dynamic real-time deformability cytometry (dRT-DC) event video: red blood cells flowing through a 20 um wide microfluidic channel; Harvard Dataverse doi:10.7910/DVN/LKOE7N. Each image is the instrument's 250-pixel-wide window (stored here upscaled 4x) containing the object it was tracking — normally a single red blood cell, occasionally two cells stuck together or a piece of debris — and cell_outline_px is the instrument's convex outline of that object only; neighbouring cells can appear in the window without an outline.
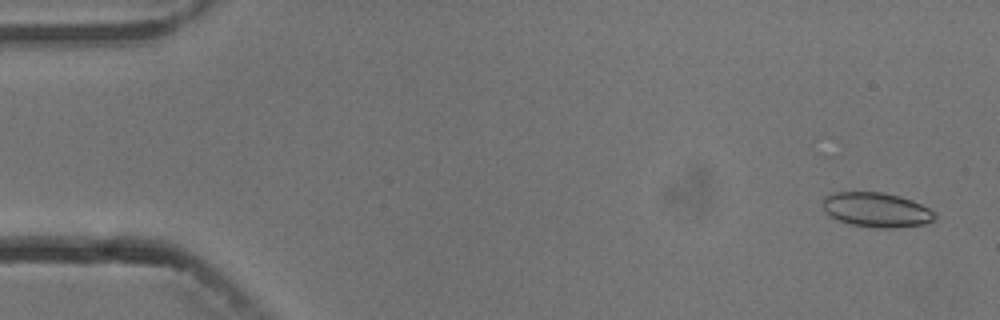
{"species": "common noctule bat (a hibernating species)", "species_latin": "Nyctalus noctula", "temperature_condition": "cold", "stored_images_in_passage": 5, "camera_frame_rate_fps": 3000, "um_per_image_px": 0.085, "animal": {"sex": "male", "body_mass_g": 13.3}, "frame": {"image": 1, "passage_image": 1, "time_ms": 0.0, "image_size_px": [1000, 320], "cell_outline_px": [[936, 216], [932, 220], [924, 224], [896, 228], [880, 228], [852, 224], [840, 220], [824, 212], [824, 196], [836, 192], [880, 192], [900, 196], [912, 200], [936, 212]], "centroid_in_image_um": [74.52, 17.83], "position_along_channel_um": 10.5, "area_um2": 22.37}}
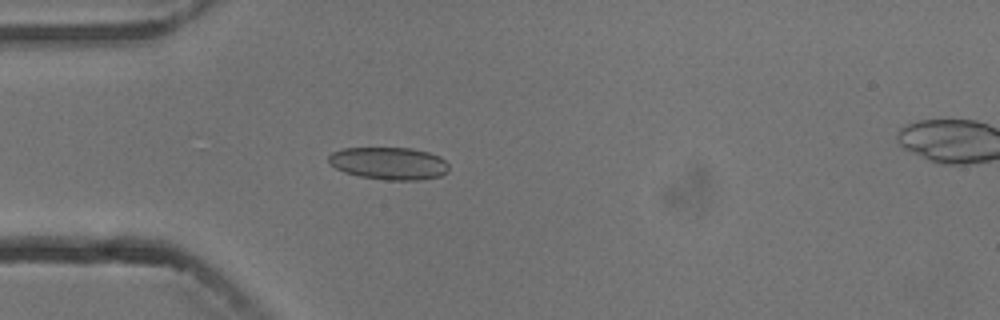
{"frame": {"image": 2, "passage_image": 4, "time_ms": 4.333, "image_size_px": [1000, 320], "cell_outline_px": [[448, 172], [440, 176], [420, 180], [384, 180], [360, 176], [344, 172], [328, 164], [328, 156], [332, 152], [344, 148], [412, 148], [428, 152], [440, 156], [448, 164]], "centroid_in_image_um": [33.06, 13.89], "position_along_channel_um": 51.9, "area_um2": 22.89}}